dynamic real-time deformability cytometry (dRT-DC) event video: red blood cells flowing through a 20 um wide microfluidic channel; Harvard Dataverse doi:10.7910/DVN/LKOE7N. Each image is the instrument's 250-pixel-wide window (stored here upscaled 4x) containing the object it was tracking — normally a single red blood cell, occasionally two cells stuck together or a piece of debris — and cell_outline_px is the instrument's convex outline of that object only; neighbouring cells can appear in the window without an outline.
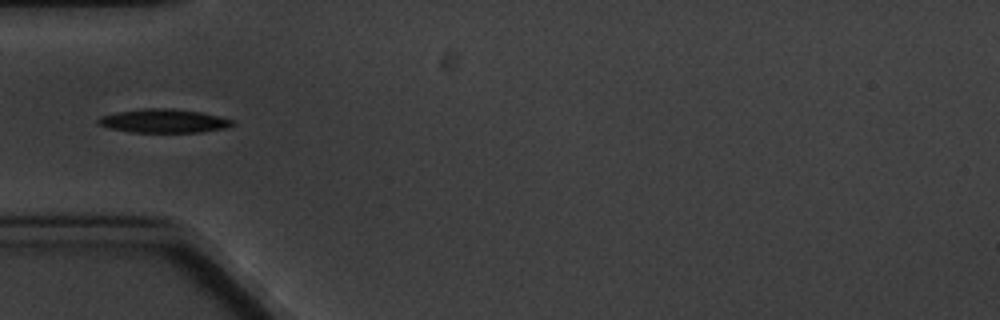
{"species": "common noctule bat (a hibernating species)", "species_latin": "Nyctalus noctula", "temperature_condition": "cold", "stored_images_in_passage": 17, "camera_frame_rate_fps": 3000, "um_per_image_px": 0.085, "animal": {"sex": "male", "body_mass_g": 20.1, "forearm_length_mm": 53.5}, "frame": {"image": 1, "passage_image": 6, "time_ms": 6.667, "image_size_px": [1000, 320], "cell_outline_px": [[236, 124], [224, 128], [200, 132], [132, 132], [112, 128], [100, 124], [96, 120], [100, 116], [116, 112], [140, 108], [172, 108], [200, 112], [220, 116], [236, 120]], "centroid_in_image_um": [13.96, 10.26], "position_along_channel_um": 71.0, "area_um2": 18.55}}
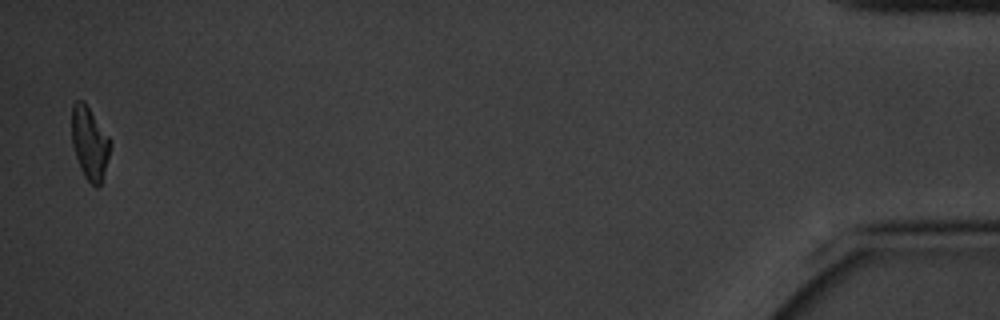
{"frame": {"image": 2, "passage_image": 17, "time_ms": 20.333, "image_size_px": [1000, 320], "cell_outline_px": [[112, 144], [100, 188], [96, 188], [84, 176], [80, 168], [72, 144], [72, 104], [76, 100], [84, 100], [112, 140]], "centroid_in_image_um": [7.64, 12.15], "position_along_channel_um": 427.6, "area_um2": 16.59}, "authors_computed_cell_mechanics": {"area_um2": 18.0336, "velocity_mm_per_s": 3.2633, "shape_relaxation_time_tau1_ms": 3.5799, "shape_relaxation_time_tau2_ms": 2.7433, "deformation_change_tau1": 0.145, "deformation_change_tau2": 0.061}}